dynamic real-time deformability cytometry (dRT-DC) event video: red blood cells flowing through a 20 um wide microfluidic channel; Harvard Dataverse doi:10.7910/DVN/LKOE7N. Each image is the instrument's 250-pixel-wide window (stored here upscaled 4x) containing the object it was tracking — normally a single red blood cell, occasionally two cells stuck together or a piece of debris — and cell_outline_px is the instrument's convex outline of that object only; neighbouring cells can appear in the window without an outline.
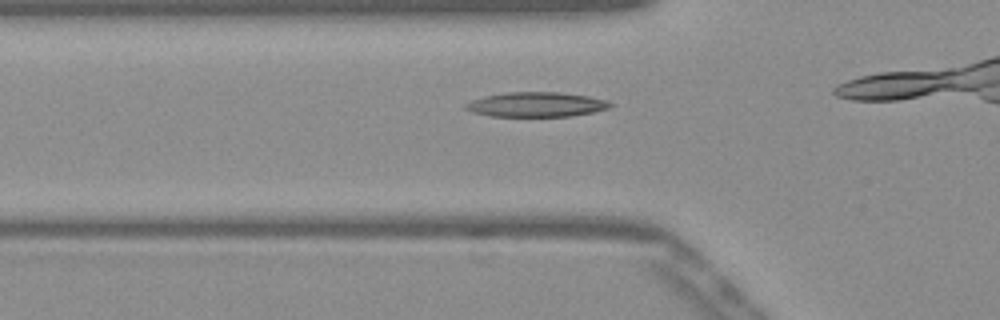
{"species": "Egyptian fruit bat (a non-hibernating species)", "species_latin": "Rousettus aegyptiacus", "temperature_condition": "warm", "stored_images_in_passage": 16, "camera_frame_rate_fps": 3000, "um_per_image_px": 0.085, "frame": {"image": 1, "passage_image": 12, "time_ms": 3.667, "image_size_px": [1000, 320], "cell_outline_px": [[612, 108], [572, 116], [492, 116], [472, 112], [464, 108], [464, 104], [472, 100], [484, 96], [504, 92], [560, 92], [588, 96], [608, 100], [612, 104]], "centroid_in_image_um": [45.6, 8.88], "position_along_channel_um": 80.2, "area_um2": 20.92}}
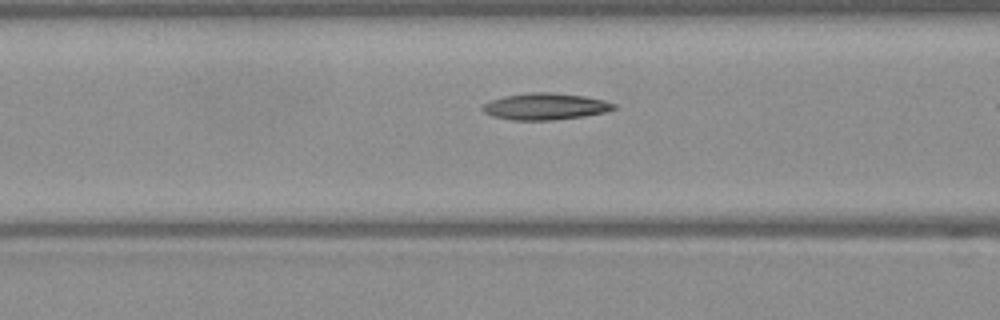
{"frame": {"image": 2, "passage_image": 15, "time_ms": 4.667, "image_size_px": [1000, 320], "cell_outline_px": [[616, 108], [604, 112], [584, 116], [552, 120], [512, 120], [492, 116], [484, 112], [480, 108], [484, 104], [492, 100], [504, 96], [532, 92], [548, 92], [584, 96], [604, 100], [616, 104]], "centroid_in_image_um": [46.34, 9.05], "position_along_channel_um": 120.3, "area_um2": 20.23}}